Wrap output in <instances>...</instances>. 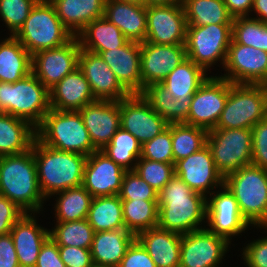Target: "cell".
I'll list each match as a JSON object with an SVG mask.
<instances>
[{
	"mask_svg": "<svg viewBox=\"0 0 267 267\" xmlns=\"http://www.w3.org/2000/svg\"><path fill=\"white\" fill-rule=\"evenodd\" d=\"M158 204L161 229L186 234L206 227L207 197L176 175L158 192Z\"/></svg>",
	"mask_w": 267,
	"mask_h": 267,
	"instance_id": "6da1fadb",
	"label": "cell"
},
{
	"mask_svg": "<svg viewBox=\"0 0 267 267\" xmlns=\"http://www.w3.org/2000/svg\"><path fill=\"white\" fill-rule=\"evenodd\" d=\"M0 195L7 197L25 213H38L46 202L37 176L33 149L0 156Z\"/></svg>",
	"mask_w": 267,
	"mask_h": 267,
	"instance_id": "7a4b0ae2",
	"label": "cell"
},
{
	"mask_svg": "<svg viewBox=\"0 0 267 267\" xmlns=\"http://www.w3.org/2000/svg\"><path fill=\"white\" fill-rule=\"evenodd\" d=\"M32 149L39 187L47 201L57 192L82 186L87 156L53 149L37 138Z\"/></svg>",
	"mask_w": 267,
	"mask_h": 267,
	"instance_id": "3957f363",
	"label": "cell"
},
{
	"mask_svg": "<svg viewBox=\"0 0 267 267\" xmlns=\"http://www.w3.org/2000/svg\"><path fill=\"white\" fill-rule=\"evenodd\" d=\"M224 185L238 202L242 217L251 228L267 227V170L253 164L224 177Z\"/></svg>",
	"mask_w": 267,
	"mask_h": 267,
	"instance_id": "277c9868",
	"label": "cell"
},
{
	"mask_svg": "<svg viewBox=\"0 0 267 267\" xmlns=\"http://www.w3.org/2000/svg\"><path fill=\"white\" fill-rule=\"evenodd\" d=\"M36 138L53 149L89 156L96 151L79 111L50 109L36 128Z\"/></svg>",
	"mask_w": 267,
	"mask_h": 267,
	"instance_id": "5b68a950",
	"label": "cell"
},
{
	"mask_svg": "<svg viewBox=\"0 0 267 267\" xmlns=\"http://www.w3.org/2000/svg\"><path fill=\"white\" fill-rule=\"evenodd\" d=\"M50 109L49 90L32 72L15 83L0 82V113L37 128Z\"/></svg>",
	"mask_w": 267,
	"mask_h": 267,
	"instance_id": "8992f818",
	"label": "cell"
},
{
	"mask_svg": "<svg viewBox=\"0 0 267 267\" xmlns=\"http://www.w3.org/2000/svg\"><path fill=\"white\" fill-rule=\"evenodd\" d=\"M267 116V85L229 82V94L215 128L251 129Z\"/></svg>",
	"mask_w": 267,
	"mask_h": 267,
	"instance_id": "52a82bcc",
	"label": "cell"
},
{
	"mask_svg": "<svg viewBox=\"0 0 267 267\" xmlns=\"http://www.w3.org/2000/svg\"><path fill=\"white\" fill-rule=\"evenodd\" d=\"M14 37L33 55L62 46L73 35L62 24L53 4L37 2Z\"/></svg>",
	"mask_w": 267,
	"mask_h": 267,
	"instance_id": "ba28073f",
	"label": "cell"
},
{
	"mask_svg": "<svg viewBox=\"0 0 267 267\" xmlns=\"http://www.w3.org/2000/svg\"><path fill=\"white\" fill-rule=\"evenodd\" d=\"M231 41L232 24L187 26L186 54L191 61L208 73L218 62L223 68Z\"/></svg>",
	"mask_w": 267,
	"mask_h": 267,
	"instance_id": "9c48e42d",
	"label": "cell"
},
{
	"mask_svg": "<svg viewBox=\"0 0 267 267\" xmlns=\"http://www.w3.org/2000/svg\"><path fill=\"white\" fill-rule=\"evenodd\" d=\"M207 146L223 177L252 162L251 129H212L208 131Z\"/></svg>",
	"mask_w": 267,
	"mask_h": 267,
	"instance_id": "30bf717a",
	"label": "cell"
},
{
	"mask_svg": "<svg viewBox=\"0 0 267 267\" xmlns=\"http://www.w3.org/2000/svg\"><path fill=\"white\" fill-rule=\"evenodd\" d=\"M229 94V81L210 75L192 96L186 124L215 129Z\"/></svg>",
	"mask_w": 267,
	"mask_h": 267,
	"instance_id": "8fae6325",
	"label": "cell"
},
{
	"mask_svg": "<svg viewBox=\"0 0 267 267\" xmlns=\"http://www.w3.org/2000/svg\"><path fill=\"white\" fill-rule=\"evenodd\" d=\"M206 228L232 244V237L240 236L250 227L242 217L238 202L223 185L207 197Z\"/></svg>",
	"mask_w": 267,
	"mask_h": 267,
	"instance_id": "7c38bea8",
	"label": "cell"
},
{
	"mask_svg": "<svg viewBox=\"0 0 267 267\" xmlns=\"http://www.w3.org/2000/svg\"><path fill=\"white\" fill-rule=\"evenodd\" d=\"M229 245L206 227L182 234L179 267H220Z\"/></svg>",
	"mask_w": 267,
	"mask_h": 267,
	"instance_id": "4fadbf2b",
	"label": "cell"
},
{
	"mask_svg": "<svg viewBox=\"0 0 267 267\" xmlns=\"http://www.w3.org/2000/svg\"><path fill=\"white\" fill-rule=\"evenodd\" d=\"M120 127L131 133L141 145L168 128L169 123L158 115L141 94H130L119 101Z\"/></svg>",
	"mask_w": 267,
	"mask_h": 267,
	"instance_id": "5bb4252c",
	"label": "cell"
},
{
	"mask_svg": "<svg viewBox=\"0 0 267 267\" xmlns=\"http://www.w3.org/2000/svg\"><path fill=\"white\" fill-rule=\"evenodd\" d=\"M223 69L218 76L231 83L267 85V52L231 41Z\"/></svg>",
	"mask_w": 267,
	"mask_h": 267,
	"instance_id": "9a60e30c",
	"label": "cell"
},
{
	"mask_svg": "<svg viewBox=\"0 0 267 267\" xmlns=\"http://www.w3.org/2000/svg\"><path fill=\"white\" fill-rule=\"evenodd\" d=\"M146 42L159 45L185 44L187 19L182 3L146 7Z\"/></svg>",
	"mask_w": 267,
	"mask_h": 267,
	"instance_id": "2e32d148",
	"label": "cell"
},
{
	"mask_svg": "<svg viewBox=\"0 0 267 267\" xmlns=\"http://www.w3.org/2000/svg\"><path fill=\"white\" fill-rule=\"evenodd\" d=\"M81 47L77 36L62 46L32 55V73L49 90L78 67Z\"/></svg>",
	"mask_w": 267,
	"mask_h": 267,
	"instance_id": "e0dca14e",
	"label": "cell"
},
{
	"mask_svg": "<svg viewBox=\"0 0 267 267\" xmlns=\"http://www.w3.org/2000/svg\"><path fill=\"white\" fill-rule=\"evenodd\" d=\"M174 169L176 176L194 192L205 197L224 185V177L216 169L211 150L207 145L200 151L175 162Z\"/></svg>",
	"mask_w": 267,
	"mask_h": 267,
	"instance_id": "ac0fdd59",
	"label": "cell"
},
{
	"mask_svg": "<svg viewBox=\"0 0 267 267\" xmlns=\"http://www.w3.org/2000/svg\"><path fill=\"white\" fill-rule=\"evenodd\" d=\"M187 58L185 44L159 45L141 43L142 91L151 84H161Z\"/></svg>",
	"mask_w": 267,
	"mask_h": 267,
	"instance_id": "d6986e66",
	"label": "cell"
},
{
	"mask_svg": "<svg viewBox=\"0 0 267 267\" xmlns=\"http://www.w3.org/2000/svg\"><path fill=\"white\" fill-rule=\"evenodd\" d=\"M126 170L101 150L87 156L82 186L93 197L118 195Z\"/></svg>",
	"mask_w": 267,
	"mask_h": 267,
	"instance_id": "ffe728a7",
	"label": "cell"
},
{
	"mask_svg": "<svg viewBox=\"0 0 267 267\" xmlns=\"http://www.w3.org/2000/svg\"><path fill=\"white\" fill-rule=\"evenodd\" d=\"M78 67L87 79L96 100L120 101L130 95L99 54L81 49Z\"/></svg>",
	"mask_w": 267,
	"mask_h": 267,
	"instance_id": "44dd1931",
	"label": "cell"
},
{
	"mask_svg": "<svg viewBox=\"0 0 267 267\" xmlns=\"http://www.w3.org/2000/svg\"><path fill=\"white\" fill-rule=\"evenodd\" d=\"M79 112L94 148L102 150L120 128L119 101L96 100Z\"/></svg>",
	"mask_w": 267,
	"mask_h": 267,
	"instance_id": "7402d4cb",
	"label": "cell"
},
{
	"mask_svg": "<svg viewBox=\"0 0 267 267\" xmlns=\"http://www.w3.org/2000/svg\"><path fill=\"white\" fill-rule=\"evenodd\" d=\"M96 54L101 56L130 94L142 93L141 43L128 41L122 47L98 51Z\"/></svg>",
	"mask_w": 267,
	"mask_h": 267,
	"instance_id": "603a6c76",
	"label": "cell"
},
{
	"mask_svg": "<svg viewBox=\"0 0 267 267\" xmlns=\"http://www.w3.org/2000/svg\"><path fill=\"white\" fill-rule=\"evenodd\" d=\"M38 213H24L11 229L20 267H35L42 244L49 237V229L40 226Z\"/></svg>",
	"mask_w": 267,
	"mask_h": 267,
	"instance_id": "cb8c5ba5",
	"label": "cell"
},
{
	"mask_svg": "<svg viewBox=\"0 0 267 267\" xmlns=\"http://www.w3.org/2000/svg\"><path fill=\"white\" fill-rule=\"evenodd\" d=\"M96 101L89 83L79 67L49 89L50 108L59 111H79Z\"/></svg>",
	"mask_w": 267,
	"mask_h": 267,
	"instance_id": "d4e9b609",
	"label": "cell"
},
{
	"mask_svg": "<svg viewBox=\"0 0 267 267\" xmlns=\"http://www.w3.org/2000/svg\"><path fill=\"white\" fill-rule=\"evenodd\" d=\"M129 41L145 42L147 34L146 6L121 0H106L104 15Z\"/></svg>",
	"mask_w": 267,
	"mask_h": 267,
	"instance_id": "484cf974",
	"label": "cell"
},
{
	"mask_svg": "<svg viewBox=\"0 0 267 267\" xmlns=\"http://www.w3.org/2000/svg\"><path fill=\"white\" fill-rule=\"evenodd\" d=\"M181 238L182 234L158 226L136 236L156 267H179Z\"/></svg>",
	"mask_w": 267,
	"mask_h": 267,
	"instance_id": "4316f807",
	"label": "cell"
},
{
	"mask_svg": "<svg viewBox=\"0 0 267 267\" xmlns=\"http://www.w3.org/2000/svg\"><path fill=\"white\" fill-rule=\"evenodd\" d=\"M135 239L126 228L95 232L90 249L92 262L117 267Z\"/></svg>",
	"mask_w": 267,
	"mask_h": 267,
	"instance_id": "83f0119b",
	"label": "cell"
},
{
	"mask_svg": "<svg viewBox=\"0 0 267 267\" xmlns=\"http://www.w3.org/2000/svg\"><path fill=\"white\" fill-rule=\"evenodd\" d=\"M106 0H57L53 5L64 27L77 36L90 22L103 17Z\"/></svg>",
	"mask_w": 267,
	"mask_h": 267,
	"instance_id": "f1b7e54d",
	"label": "cell"
},
{
	"mask_svg": "<svg viewBox=\"0 0 267 267\" xmlns=\"http://www.w3.org/2000/svg\"><path fill=\"white\" fill-rule=\"evenodd\" d=\"M207 71L188 57L163 80L161 85L179 101L190 104L192 96L209 77Z\"/></svg>",
	"mask_w": 267,
	"mask_h": 267,
	"instance_id": "f546056e",
	"label": "cell"
},
{
	"mask_svg": "<svg viewBox=\"0 0 267 267\" xmlns=\"http://www.w3.org/2000/svg\"><path fill=\"white\" fill-rule=\"evenodd\" d=\"M36 128L27 121L0 113V156L24 153L32 148Z\"/></svg>",
	"mask_w": 267,
	"mask_h": 267,
	"instance_id": "4dcf8cb0",
	"label": "cell"
},
{
	"mask_svg": "<svg viewBox=\"0 0 267 267\" xmlns=\"http://www.w3.org/2000/svg\"><path fill=\"white\" fill-rule=\"evenodd\" d=\"M32 72V55L14 37L0 41V82L15 83Z\"/></svg>",
	"mask_w": 267,
	"mask_h": 267,
	"instance_id": "1f68e13d",
	"label": "cell"
},
{
	"mask_svg": "<svg viewBox=\"0 0 267 267\" xmlns=\"http://www.w3.org/2000/svg\"><path fill=\"white\" fill-rule=\"evenodd\" d=\"M77 38L81 49L92 53L119 48L129 41L122 31L104 16L90 22Z\"/></svg>",
	"mask_w": 267,
	"mask_h": 267,
	"instance_id": "d6a6232c",
	"label": "cell"
},
{
	"mask_svg": "<svg viewBox=\"0 0 267 267\" xmlns=\"http://www.w3.org/2000/svg\"><path fill=\"white\" fill-rule=\"evenodd\" d=\"M51 197L56 201L53 207L56 222L86 219L93 199L83 186L57 192Z\"/></svg>",
	"mask_w": 267,
	"mask_h": 267,
	"instance_id": "836d02e7",
	"label": "cell"
},
{
	"mask_svg": "<svg viewBox=\"0 0 267 267\" xmlns=\"http://www.w3.org/2000/svg\"><path fill=\"white\" fill-rule=\"evenodd\" d=\"M86 219L95 232L125 228L119 195L93 197Z\"/></svg>",
	"mask_w": 267,
	"mask_h": 267,
	"instance_id": "e575fe53",
	"label": "cell"
},
{
	"mask_svg": "<svg viewBox=\"0 0 267 267\" xmlns=\"http://www.w3.org/2000/svg\"><path fill=\"white\" fill-rule=\"evenodd\" d=\"M141 95L147 100L152 109L169 124L186 123L190 104L172 97L161 84H151L145 87Z\"/></svg>",
	"mask_w": 267,
	"mask_h": 267,
	"instance_id": "d590c367",
	"label": "cell"
},
{
	"mask_svg": "<svg viewBox=\"0 0 267 267\" xmlns=\"http://www.w3.org/2000/svg\"><path fill=\"white\" fill-rule=\"evenodd\" d=\"M187 19V26H203L209 24H232L223 0H182Z\"/></svg>",
	"mask_w": 267,
	"mask_h": 267,
	"instance_id": "8d00e7d4",
	"label": "cell"
},
{
	"mask_svg": "<svg viewBox=\"0 0 267 267\" xmlns=\"http://www.w3.org/2000/svg\"><path fill=\"white\" fill-rule=\"evenodd\" d=\"M125 228L133 235L157 227L158 200H122Z\"/></svg>",
	"mask_w": 267,
	"mask_h": 267,
	"instance_id": "74e56055",
	"label": "cell"
},
{
	"mask_svg": "<svg viewBox=\"0 0 267 267\" xmlns=\"http://www.w3.org/2000/svg\"><path fill=\"white\" fill-rule=\"evenodd\" d=\"M208 131L186 123L171 124V139L174 163L207 145Z\"/></svg>",
	"mask_w": 267,
	"mask_h": 267,
	"instance_id": "f35d334b",
	"label": "cell"
},
{
	"mask_svg": "<svg viewBox=\"0 0 267 267\" xmlns=\"http://www.w3.org/2000/svg\"><path fill=\"white\" fill-rule=\"evenodd\" d=\"M140 142L131 133L121 127L112 137L111 142L101 151L126 171L134 170L141 157Z\"/></svg>",
	"mask_w": 267,
	"mask_h": 267,
	"instance_id": "ab89813d",
	"label": "cell"
},
{
	"mask_svg": "<svg viewBox=\"0 0 267 267\" xmlns=\"http://www.w3.org/2000/svg\"><path fill=\"white\" fill-rule=\"evenodd\" d=\"M54 224V227L49 229V236L58 246L91 249L95 231L87 219Z\"/></svg>",
	"mask_w": 267,
	"mask_h": 267,
	"instance_id": "60d3db41",
	"label": "cell"
},
{
	"mask_svg": "<svg viewBox=\"0 0 267 267\" xmlns=\"http://www.w3.org/2000/svg\"><path fill=\"white\" fill-rule=\"evenodd\" d=\"M232 41L267 52V24L250 16L233 18Z\"/></svg>",
	"mask_w": 267,
	"mask_h": 267,
	"instance_id": "b9f144b4",
	"label": "cell"
},
{
	"mask_svg": "<svg viewBox=\"0 0 267 267\" xmlns=\"http://www.w3.org/2000/svg\"><path fill=\"white\" fill-rule=\"evenodd\" d=\"M134 171L156 191H160L175 175L174 163L139 158Z\"/></svg>",
	"mask_w": 267,
	"mask_h": 267,
	"instance_id": "7bdbcfd3",
	"label": "cell"
},
{
	"mask_svg": "<svg viewBox=\"0 0 267 267\" xmlns=\"http://www.w3.org/2000/svg\"><path fill=\"white\" fill-rule=\"evenodd\" d=\"M36 0H0V19L14 36L28 18Z\"/></svg>",
	"mask_w": 267,
	"mask_h": 267,
	"instance_id": "ee69618b",
	"label": "cell"
},
{
	"mask_svg": "<svg viewBox=\"0 0 267 267\" xmlns=\"http://www.w3.org/2000/svg\"><path fill=\"white\" fill-rule=\"evenodd\" d=\"M118 195L121 200H158V191L152 188L134 170L125 172Z\"/></svg>",
	"mask_w": 267,
	"mask_h": 267,
	"instance_id": "f6af8a7d",
	"label": "cell"
},
{
	"mask_svg": "<svg viewBox=\"0 0 267 267\" xmlns=\"http://www.w3.org/2000/svg\"><path fill=\"white\" fill-rule=\"evenodd\" d=\"M140 158L163 163H174L171 124L161 134L142 145Z\"/></svg>",
	"mask_w": 267,
	"mask_h": 267,
	"instance_id": "bcb514c9",
	"label": "cell"
},
{
	"mask_svg": "<svg viewBox=\"0 0 267 267\" xmlns=\"http://www.w3.org/2000/svg\"><path fill=\"white\" fill-rule=\"evenodd\" d=\"M251 164L267 170V119L258 122L252 128Z\"/></svg>",
	"mask_w": 267,
	"mask_h": 267,
	"instance_id": "7dc6e473",
	"label": "cell"
},
{
	"mask_svg": "<svg viewBox=\"0 0 267 267\" xmlns=\"http://www.w3.org/2000/svg\"><path fill=\"white\" fill-rule=\"evenodd\" d=\"M267 234V227L260 228ZM246 267H267V236L254 239L241 249Z\"/></svg>",
	"mask_w": 267,
	"mask_h": 267,
	"instance_id": "c3c4849f",
	"label": "cell"
},
{
	"mask_svg": "<svg viewBox=\"0 0 267 267\" xmlns=\"http://www.w3.org/2000/svg\"><path fill=\"white\" fill-rule=\"evenodd\" d=\"M117 267H156L142 244L135 239Z\"/></svg>",
	"mask_w": 267,
	"mask_h": 267,
	"instance_id": "681fc988",
	"label": "cell"
},
{
	"mask_svg": "<svg viewBox=\"0 0 267 267\" xmlns=\"http://www.w3.org/2000/svg\"><path fill=\"white\" fill-rule=\"evenodd\" d=\"M24 213L15 203L0 195V235L10 233L14 224Z\"/></svg>",
	"mask_w": 267,
	"mask_h": 267,
	"instance_id": "f907efd6",
	"label": "cell"
},
{
	"mask_svg": "<svg viewBox=\"0 0 267 267\" xmlns=\"http://www.w3.org/2000/svg\"><path fill=\"white\" fill-rule=\"evenodd\" d=\"M61 260L66 267H91V250L72 246H59Z\"/></svg>",
	"mask_w": 267,
	"mask_h": 267,
	"instance_id": "816d5d0a",
	"label": "cell"
},
{
	"mask_svg": "<svg viewBox=\"0 0 267 267\" xmlns=\"http://www.w3.org/2000/svg\"><path fill=\"white\" fill-rule=\"evenodd\" d=\"M35 267H66L60 258L59 246L50 236L42 244Z\"/></svg>",
	"mask_w": 267,
	"mask_h": 267,
	"instance_id": "f5cc1de1",
	"label": "cell"
},
{
	"mask_svg": "<svg viewBox=\"0 0 267 267\" xmlns=\"http://www.w3.org/2000/svg\"><path fill=\"white\" fill-rule=\"evenodd\" d=\"M0 267H20L10 233L0 235Z\"/></svg>",
	"mask_w": 267,
	"mask_h": 267,
	"instance_id": "db71d44e",
	"label": "cell"
},
{
	"mask_svg": "<svg viewBox=\"0 0 267 267\" xmlns=\"http://www.w3.org/2000/svg\"><path fill=\"white\" fill-rule=\"evenodd\" d=\"M229 14L233 17H251L254 0H223Z\"/></svg>",
	"mask_w": 267,
	"mask_h": 267,
	"instance_id": "11a10c76",
	"label": "cell"
},
{
	"mask_svg": "<svg viewBox=\"0 0 267 267\" xmlns=\"http://www.w3.org/2000/svg\"><path fill=\"white\" fill-rule=\"evenodd\" d=\"M253 11L255 15L252 13ZM251 17L267 24V0H254Z\"/></svg>",
	"mask_w": 267,
	"mask_h": 267,
	"instance_id": "9f6ffc18",
	"label": "cell"
},
{
	"mask_svg": "<svg viewBox=\"0 0 267 267\" xmlns=\"http://www.w3.org/2000/svg\"><path fill=\"white\" fill-rule=\"evenodd\" d=\"M182 3V0H146V7L150 5H171Z\"/></svg>",
	"mask_w": 267,
	"mask_h": 267,
	"instance_id": "6f0895ef",
	"label": "cell"
},
{
	"mask_svg": "<svg viewBox=\"0 0 267 267\" xmlns=\"http://www.w3.org/2000/svg\"><path fill=\"white\" fill-rule=\"evenodd\" d=\"M121 1H128V2H131V3H136V4H139V5L146 6V0H121Z\"/></svg>",
	"mask_w": 267,
	"mask_h": 267,
	"instance_id": "680465c9",
	"label": "cell"
},
{
	"mask_svg": "<svg viewBox=\"0 0 267 267\" xmlns=\"http://www.w3.org/2000/svg\"><path fill=\"white\" fill-rule=\"evenodd\" d=\"M39 3L54 4L57 0H36Z\"/></svg>",
	"mask_w": 267,
	"mask_h": 267,
	"instance_id": "91938a15",
	"label": "cell"
},
{
	"mask_svg": "<svg viewBox=\"0 0 267 267\" xmlns=\"http://www.w3.org/2000/svg\"><path fill=\"white\" fill-rule=\"evenodd\" d=\"M91 267H112V266L98 265L93 263Z\"/></svg>",
	"mask_w": 267,
	"mask_h": 267,
	"instance_id": "94428289",
	"label": "cell"
}]
</instances>
